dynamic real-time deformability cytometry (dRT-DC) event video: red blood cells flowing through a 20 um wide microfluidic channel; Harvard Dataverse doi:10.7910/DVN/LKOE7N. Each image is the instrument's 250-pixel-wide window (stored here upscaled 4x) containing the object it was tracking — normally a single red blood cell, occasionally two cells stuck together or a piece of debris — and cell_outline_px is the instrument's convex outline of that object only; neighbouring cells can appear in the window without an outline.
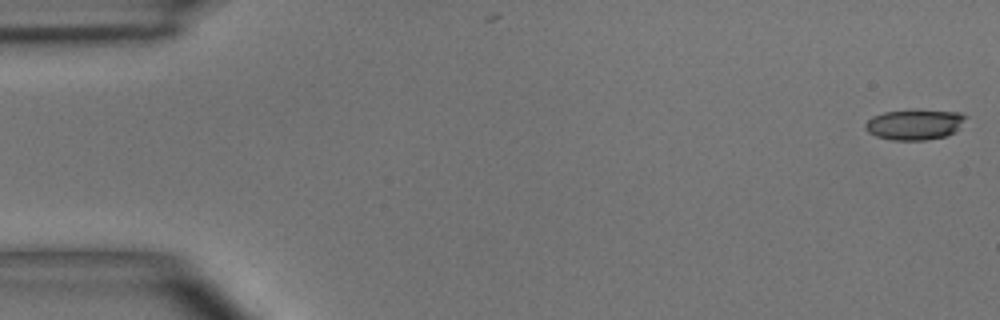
{"species": "common noctule bat (a hibernating species)", "species_latin": "Nyctalus noctula", "temperature_condition": "room temperature", "stored_images_in_passage": 5, "camera_frame_rate_fps": 3000, "um_per_image_px": 0.085, "animal": {"sex": "male", "body_mass_g": 15.6}, "frame": {"image": 1, "passage_image": 1, "time_ms": 0.0, "image_size_px": [1000, 320], "cell_outline_px": [[968, 116], [956, 132], [948, 136], [924, 140], [892, 140], [876, 136], [868, 132], [864, 128], [864, 124], [872, 116], [884, 112], [960, 112]], "centroid_in_image_um": [77.74, 10.63], "position_along_channel_um": 7.3, "area_um2": 17.34}}
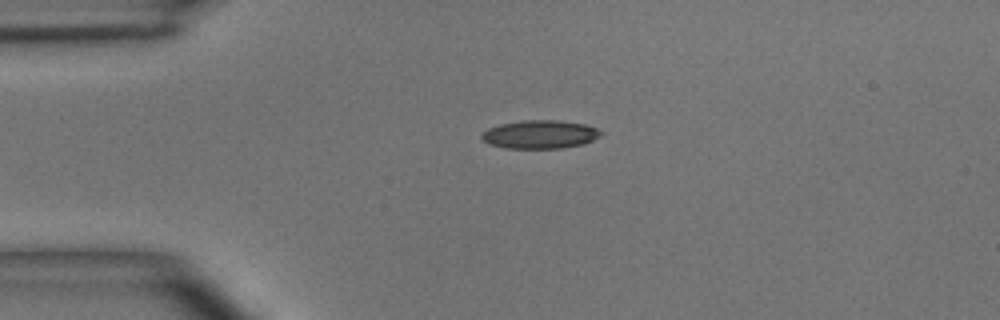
{"frame": {"image": 2, "passage_image": 4, "time_ms": 3.667, "image_size_px": [1000, 320], "cell_outline_px": [[604, 132], [600, 136], [584, 144], [564, 148], [504, 148], [488, 144], [480, 136], [488, 128], [500, 124], [524, 120], [560, 120], [584, 124], [596, 128]], "centroid_in_image_um": [45.91, 11.42], "position_along_channel_um": 39.1, "area_um2": 19.77}}